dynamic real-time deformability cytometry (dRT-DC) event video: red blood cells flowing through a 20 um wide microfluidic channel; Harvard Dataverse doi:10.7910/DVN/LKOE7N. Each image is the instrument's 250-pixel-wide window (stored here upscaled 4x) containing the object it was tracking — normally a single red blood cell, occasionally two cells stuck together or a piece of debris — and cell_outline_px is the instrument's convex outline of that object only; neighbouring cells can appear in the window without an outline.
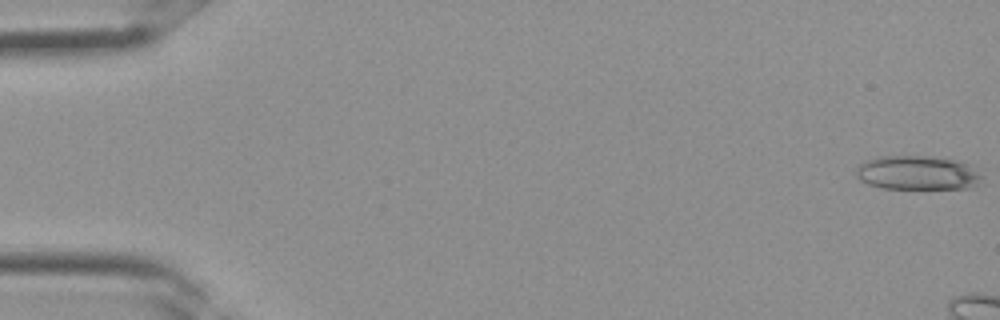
{"species": "Egyptian fruit bat (a non-hibernating species)", "species_latin": "Rousettus aegyptiacus", "temperature_condition": "room temperature", "stored_images_in_passage": 6, "camera_frame_rate_fps": 3000, "um_per_image_px": 0.085, "frame": {"image": 1, "passage_image": 1, "time_ms": 0.0, "image_size_px": [1000, 320], "cell_outline_px": [[984, 176], [980, 184], [968, 188], [880, 188], [868, 184], [860, 180], [856, 176], [856, 168], [864, 160], [880, 156], [932, 156], [952, 160], [968, 164]], "centroid_in_image_um": [77.97, 14.69], "position_along_channel_um": 7.0, "area_um2": 25.09}}